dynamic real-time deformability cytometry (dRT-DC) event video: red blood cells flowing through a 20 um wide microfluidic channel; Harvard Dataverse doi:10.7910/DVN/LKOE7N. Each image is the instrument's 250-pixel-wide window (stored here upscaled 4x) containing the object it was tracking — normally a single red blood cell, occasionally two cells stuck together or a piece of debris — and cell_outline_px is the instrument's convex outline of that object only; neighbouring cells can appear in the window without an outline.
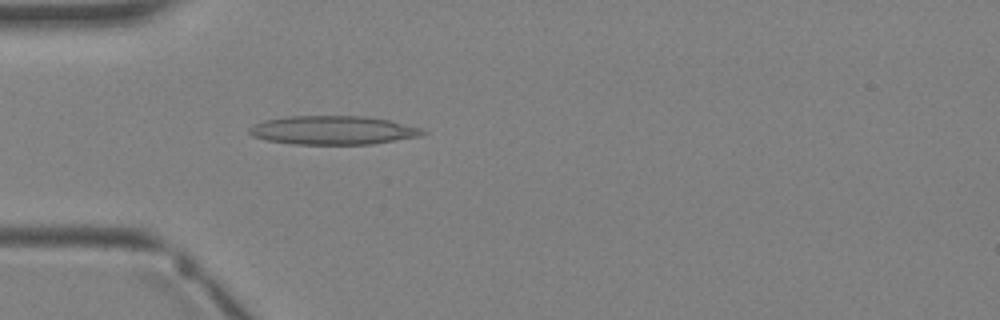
{"species": "Egyptian fruit bat (a non-hibernating species)", "species_latin": "Rousettus aegyptiacus", "temperature_condition": "warm", "stored_images_in_passage": 2, "camera_frame_rate_fps": 3000, "um_per_image_px": 0.085, "animal": {"sex": "female"}, "frame": {"image": 1, "passage_image": 2, "time_ms": 1.667, "image_size_px": [1000, 320], "cell_outline_px": [[428, 132], [420, 136], [372, 144], [292, 144], [264, 140], [252, 136], [248, 132], [248, 128], [252, 124], [264, 120], [284, 116], [364, 116], [388, 120], [420, 128]], "centroid_in_image_um": [28.23, 11.07], "position_along_channel_um": 56.8, "area_um2": 29.13}}